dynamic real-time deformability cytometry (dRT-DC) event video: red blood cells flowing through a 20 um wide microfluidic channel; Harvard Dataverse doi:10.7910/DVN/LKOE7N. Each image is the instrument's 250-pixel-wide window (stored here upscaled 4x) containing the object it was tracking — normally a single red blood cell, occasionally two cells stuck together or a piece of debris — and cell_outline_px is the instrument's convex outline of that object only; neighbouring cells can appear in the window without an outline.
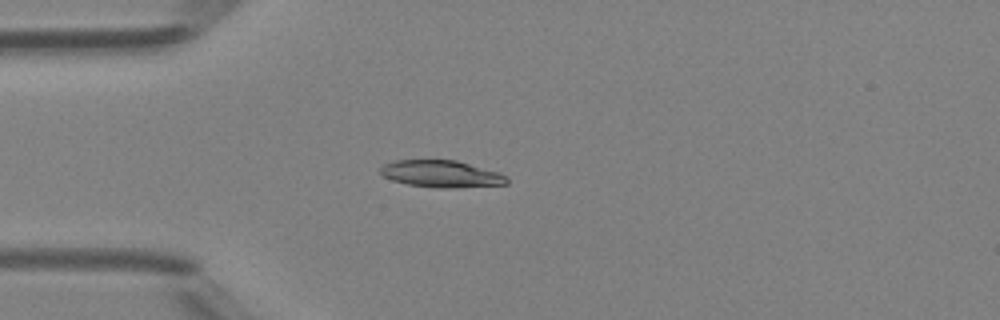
{"species": "Egyptian fruit bat (a non-hibernating species)", "species_latin": "Rousettus aegyptiacus", "temperature_condition": "room temperature", "stored_images_in_passage": 31, "camera_frame_rate_fps": 3000, "um_per_image_px": 0.085, "animal": {"sex": "female"}, "frame": {"image": 1, "passage_image": 1, "time_ms": 0.0, "image_size_px": [1000, 320], "cell_outline_px": [[508, 184], [456, 188], [440, 188], [408, 184], [392, 180], [384, 176], [380, 172], [380, 168], [384, 164], [396, 160], [456, 160], [500, 172], [508, 176]], "centroid_in_image_um": [37.56, 14.78], "position_along_channel_um": 47.4, "area_um2": 19.94}}
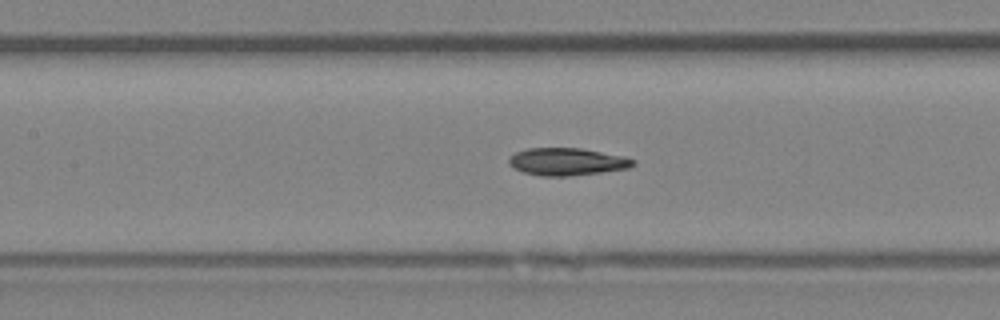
{"frame": {"image": 2, "passage_image": 10, "time_ms": 3.0, "image_size_px": [1000, 320], "cell_outline_px": [[636, 164], [628, 168], [600, 172], [568, 176], [540, 176], [524, 172], [512, 168], [508, 164], [508, 156], [516, 152], [528, 148], [580, 148], [624, 156], [636, 160]], "centroid_in_image_um": [48.16, 13.74], "position_along_channel_um": 159.2, "area_um2": 19.94}}
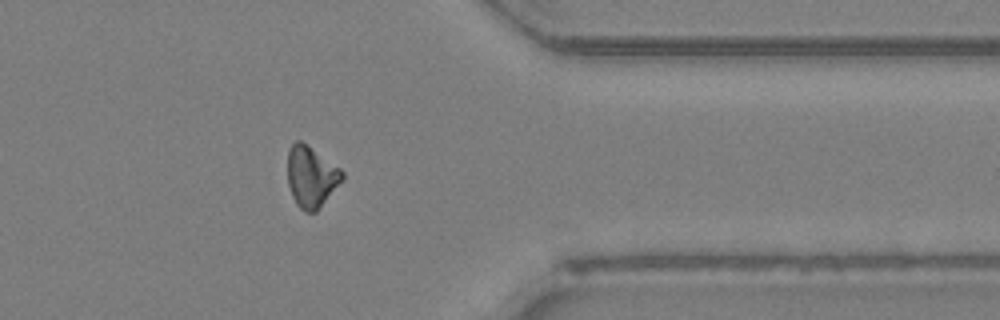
{"frame": {"image": 3, "passage_image": 27, "time_ms": 8.667, "image_size_px": [1000, 320], "cell_outline_px": [[344, 180], [316, 212], [304, 212], [296, 204], [292, 196], [288, 184], [288, 148], [296, 140], [300, 140], [340, 168], [344, 172]], "centroid_in_image_um": [26.46, 15.04], "position_along_channel_um": 384.9, "area_um2": 19.54}, "authors_computed_cell_mechanics": {"area_um2": 19.5942, "velocity_mm_per_s": 4.2213, "shape_relaxation_time_tau1_ms": 6.312, "shape_relaxation_time_tau2_ms": 4.6632, "deformation_change_tau1": 0.1829, "deformation_change_tau2": 0.1354}}